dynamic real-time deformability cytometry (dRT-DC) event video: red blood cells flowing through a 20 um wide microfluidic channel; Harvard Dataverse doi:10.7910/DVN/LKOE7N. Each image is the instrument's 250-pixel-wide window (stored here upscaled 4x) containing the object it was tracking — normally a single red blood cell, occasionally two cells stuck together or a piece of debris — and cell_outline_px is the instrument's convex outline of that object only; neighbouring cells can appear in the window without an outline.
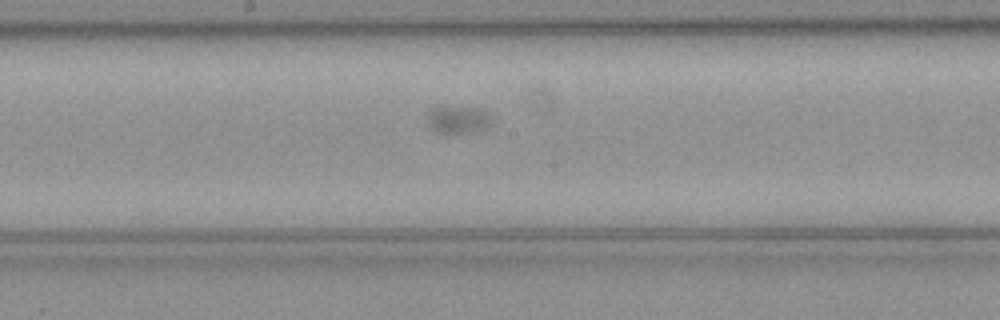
{"species": "common noctule bat (a hibernating species)", "species_latin": "Nyctalus noctula", "temperature_condition": "cold", "stored_images_in_passage": 44, "camera_frame_rate_fps": 3000, "um_per_image_px": 0.085, "animal": {"sex": "female", "body_mass_g": 21.9}, "frame": {"image": 1, "passage_image": 18, "time_ms": 5.667, "image_size_px": [1000, 320], "cell_outline_px": [[488, 120], [484, 128], [444, 136], [436, 132], [428, 124], [428, 112], [432, 108], [440, 104], [444, 104], [480, 108], [488, 116]], "centroid_in_image_um": [38.77, 10.13], "position_along_channel_um": 209.4, "area_um2": 10.52}}